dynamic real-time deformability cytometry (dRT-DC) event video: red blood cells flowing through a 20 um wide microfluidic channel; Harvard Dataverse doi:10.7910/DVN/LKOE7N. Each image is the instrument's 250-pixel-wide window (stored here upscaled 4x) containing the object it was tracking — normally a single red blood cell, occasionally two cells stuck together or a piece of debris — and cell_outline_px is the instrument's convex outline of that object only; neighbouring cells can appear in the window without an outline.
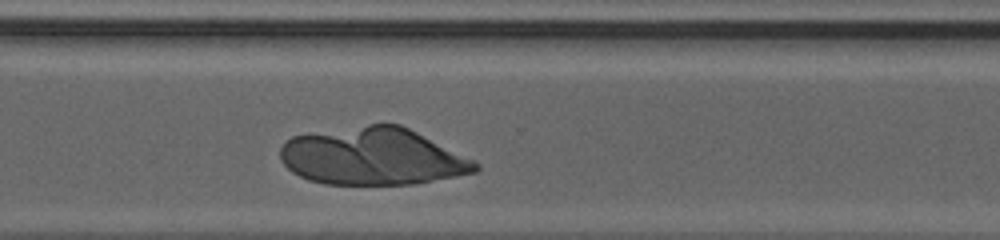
{"species": "human", "species_latin": "Homo sapiens", "temperature_condition": "cold", "stored_images_in_passage": 25, "camera_frame_rate_fps": 3000, "um_per_image_px": 0.085, "donor": {"sex": "male"}, "frame": {"image": 1, "passage_image": 22, "time_ms": 7.0, "image_size_px": [1000, 240], "cell_outline_px": [[480, 168], [476, 172], [416, 184], [324, 184], [308, 180], [292, 172], [280, 160], [280, 148], [284, 140], [292, 136], [368, 124], [400, 124], [480, 164]], "centroid_in_image_um": [31.63, 13.31], "position_along_channel_um": 339.0, "area_um2": 64.74}}